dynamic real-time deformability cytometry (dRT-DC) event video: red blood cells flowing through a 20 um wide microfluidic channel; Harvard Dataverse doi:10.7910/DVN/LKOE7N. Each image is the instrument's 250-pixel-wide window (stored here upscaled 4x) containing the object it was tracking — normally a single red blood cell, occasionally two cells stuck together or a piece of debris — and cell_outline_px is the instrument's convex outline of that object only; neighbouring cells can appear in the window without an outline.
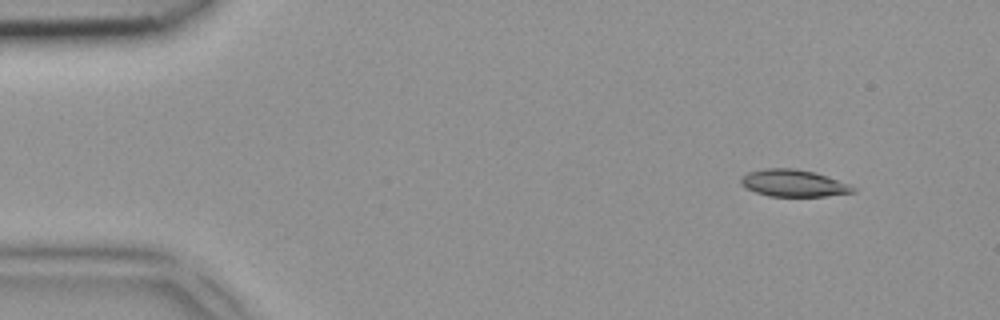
{"species": "common noctule bat (a hibernating species)", "species_latin": "Nyctalus noctula", "temperature_condition": "room temperature", "stored_images_in_passage": 2, "camera_frame_rate_fps": 3000, "um_per_image_px": 0.085, "animal": {"sex": "female", "body_mass_g": 18.4}, "frame": {"image": 1, "passage_image": 1, "time_ms": 0.0, "image_size_px": [1000, 320], "cell_outline_px": [[856, 192], [824, 196], [768, 196], [744, 188], [740, 184], [740, 180], [748, 172], [764, 168], [796, 168], [828, 176], [848, 184], [856, 188]], "centroid_in_image_um": [67.43, 15.57], "position_along_channel_um": 17.6, "area_um2": 17.63}}